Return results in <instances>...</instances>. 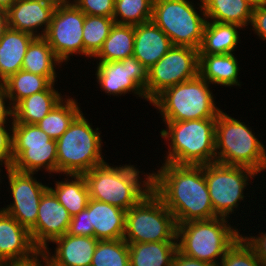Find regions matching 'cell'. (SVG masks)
Listing matches in <instances>:
<instances>
[{
	"mask_svg": "<svg viewBox=\"0 0 266 266\" xmlns=\"http://www.w3.org/2000/svg\"><path fill=\"white\" fill-rule=\"evenodd\" d=\"M91 266H130L128 243L123 238L98 240Z\"/></svg>",
	"mask_w": 266,
	"mask_h": 266,
	"instance_id": "836d02e7",
	"label": "cell"
},
{
	"mask_svg": "<svg viewBox=\"0 0 266 266\" xmlns=\"http://www.w3.org/2000/svg\"><path fill=\"white\" fill-rule=\"evenodd\" d=\"M134 165L111 166L107 162L84 173L91 199L129 210L152 190L151 173L140 179Z\"/></svg>",
	"mask_w": 266,
	"mask_h": 266,
	"instance_id": "7a4b0ae2",
	"label": "cell"
},
{
	"mask_svg": "<svg viewBox=\"0 0 266 266\" xmlns=\"http://www.w3.org/2000/svg\"><path fill=\"white\" fill-rule=\"evenodd\" d=\"M88 221L89 237L98 240L122 239L125 233L126 210L90 198Z\"/></svg>",
	"mask_w": 266,
	"mask_h": 266,
	"instance_id": "ffe728a7",
	"label": "cell"
},
{
	"mask_svg": "<svg viewBox=\"0 0 266 266\" xmlns=\"http://www.w3.org/2000/svg\"><path fill=\"white\" fill-rule=\"evenodd\" d=\"M114 24L113 18L85 14L82 36L84 57L91 59L99 52Z\"/></svg>",
	"mask_w": 266,
	"mask_h": 266,
	"instance_id": "d6a6232c",
	"label": "cell"
},
{
	"mask_svg": "<svg viewBox=\"0 0 266 266\" xmlns=\"http://www.w3.org/2000/svg\"><path fill=\"white\" fill-rule=\"evenodd\" d=\"M36 37L27 32L8 28L0 39V82L22 69L30 43Z\"/></svg>",
	"mask_w": 266,
	"mask_h": 266,
	"instance_id": "603a6c76",
	"label": "cell"
},
{
	"mask_svg": "<svg viewBox=\"0 0 266 266\" xmlns=\"http://www.w3.org/2000/svg\"><path fill=\"white\" fill-rule=\"evenodd\" d=\"M241 237L252 248L261 264L266 266V233L259 232L256 237L241 234Z\"/></svg>",
	"mask_w": 266,
	"mask_h": 266,
	"instance_id": "60d3db41",
	"label": "cell"
},
{
	"mask_svg": "<svg viewBox=\"0 0 266 266\" xmlns=\"http://www.w3.org/2000/svg\"><path fill=\"white\" fill-rule=\"evenodd\" d=\"M216 120L163 121L167 126L160 134L169 143L164 162L177 165L215 162Z\"/></svg>",
	"mask_w": 266,
	"mask_h": 266,
	"instance_id": "3957f363",
	"label": "cell"
},
{
	"mask_svg": "<svg viewBox=\"0 0 266 266\" xmlns=\"http://www.w3.org/2000/svg\"><path fill=\"white\" fill-rule=\"evenodd\" d=\"M215 156V162L247 167L258 174L266 169V147L251 127L222 110L216 120Z\"/></svg>",
	"mask_w": 266,
	"mask_h": 266,
	"instance_id": "277c9868",
	"label": "cell"
},
{
	"mask_svg": "<svg viewBox=\"0 0 266 266\" xmlns=\"http://www.w3.org/2000/svg\"><path fill=\"white\" fill-rule=\"evenodd\" d=\"M85 13L73 2L55 7L51 23L43 36L63 63L72 55L84 56L83 25Z\"/></svg>",
	"mask_w": 266,
	"mask_h": 266,
	"instance_id": "4fadbf2b",
	"label": "cell"
},
{
	"mask_svg": "<svg viewBox=\"0 0 266 266\" xmlns=\"http://www.w3.org/2000/svg\"><path fill=\"white\" fill-rule=\"evenodd\" d=\"M52 243L57 245L54 254L48 247L42 251L50 266H91L98 239L66 233Z\"/></svg>",
	"mask_w": 266,
	"mask_h": 266,
	"instance_id": "d6986e66",
	"label": "cell"
},
{
	"mask_svg": "<svg viewBox=\"0 0 266 266\" xmlns=\"http://www.w3.org/2000/svg\"><path fill=\"white\" fill-rule=\"evenodd\" d=\"M7 101L9 102V104H6L8 103ZM9 118L12 119H10V121L14 120V107L11 104L10 97L7 94L5 85L3 83H0V125L7 124Z\"/></svg>",
	"mask_w": 266,
	"mask_h": 266,
	"instance_id": "b9f144b4",
	"label": "cell"
},
{
	"mask_svg": "<svg viewBox=\"0 0 266 266\" xmlns=\"http://www.w3.org/2000/svg\"><path fill=\"white\" fill-rule=\"evenodd\" d=\"M238 65L234 53L199 54V75L209 84L241 87Z\"/></svg>",
	"mask_w": 266,
	"mask_h": 266,
	"instance_id": "7402d4cb",
	"label": "cell"
},
{
	"mask_svg": "<svg viewBox=\"0 0 266 266\" xmlns=\"http://www.w3.org/2000/svg\"><path fill=\"white\" fill-rule=\"evenodd\" d=\"M199 75V50L188 46L172 48L149 69L146 96L151 103L165 89Z\"/></svg>",
	"mask_w": 266,
	"mask_h": 266,
	"instance_id": "7c38bea8",
	"label": "cell"
},
{
	"mask_svg": "<svg viewBox=\"0 0 266 266\" xmlns=\"http://www.w3.org/2000/svg\"><path fill=\"white\" fill-rule=\"evenodd\" d=\"M86 15L113 18L115 0H72Z\"/></svg>",
	"mask_w": 266,
	"mask_h": 266,
	"instance_id": "8d00e7d4",
	"label": "cell"
},
{
	"mask_svg": "<svg viewBox=\"0 0 266 266\" xmlns=\"http://www.w3.org/2000/svg\"><path fill=\"white\" fill-rule=\"evenodd\" d=\"M199 1L200 14L189 0H153L152 21L170 38L173 46L199 50L207 21L203 2Z\"/></svg>",
	"mask_w": 266,
	"mask_h": 266,
	"instance_id": "ba28073f",
	"label": "cell"
},
{
	"mask_svg": "<svg viewBox=\"0 0 266 266\" xmlns=\"http://www.w3.org/2000/svg\"><path fill=\"white\" fill-rule=\"evenodd\" d=\"M207 21L233 23L241 27L252 21L254 4L249 0H202Z\"/></svg>",
	"mask_w": 266,
	"mask_h": 266,
	"instance_id": "484cf974",
	"label": "cell"
},
{
	"mask_svg": "<svg viewBox=\"0 0 266 266\" xmlns=\"http://www.w3.org/2000/svg\"><path fill=\"white\" fill-rule=\"evenodd\" d=\"M210 84L200 75L171 86L151 104L159 110L163 121H186L217 118L221 111L215 105Z\"/></svg>",
	"mask_w": 266,
	"mask_h": 266,
	"instance_id": "8992f818",
	"label": "cell"
},
{
	"mask_svg": "<svg viewBox=\"0 0 266 266\" xmlns=\"http://www.w3.org/2000/svg\"><path fill=\"white\" fill-rule=\"evenodd\" d=\"M173 214L151 190L126 211L123 239L128 243L177 241Z\"/></svg>",
	"mask_w": 266,
	"mask_h": 266,
	"instance_id": "9c48e42d",
	"label": "cell"
},
{
	"mask_svg": "<svg viewBox=\"0 0 266 266\" xmlns=\"http://www.w3.org/2000/svg\"><path fill=\"white\" fill-rule=\"evenodd\" d=\"M153 0H115L116 24L138 25L152 20Z\"/></svg>",
	"mask_w": 266,
	"mask_h": 266,
	"instance_id": "e575fe53",
	"label": "cell"
},
{
	"mask_svg": "<svg viewBox=\"0 0 266 266\" xmlns=\"http://www.w3.org/2000/svg\"><path fill=\"white\" fill-rule=\"evenodd\" d=\"M7 11L0 9V39L3 37L5 31L8 29Z\"/></svg>",
	"mask_w": 266,
	"mask_h": 266,
	"instance_id": "f6af8a7d",
	"label": "cell"
},
{
	"mask_svg": "<svg viewBox=\"0 0 266 266\" xmlns=\"http://www.w3.org/2000/svg\"><path fill=\"white\" fill-rule=\"evenodd\" d=\"M97 65V83L107 95L117 97L132 91L134 95L149 101L146 96L149 69L134 56L120 61L99 62Z\"/></svg>",
	"mask_w": 266,
	"mask_h": 266,
	"instance_id": "5bb4252c",
	"label": "cell"
},
{
	"mask_svg": "<svg viewBox=\"0 0 266 266\" xmlns=\"http://www.w3.org/2000/svg\"><path fill=\"white\" fill-rule=\"evenodd\" d=\"M252 30L255 31L256 35L263 41L266 40V3L254 5L252 21Z\"/></svg>",
	"mask_w": 266,
	"mask_h": 266,
	"instance_id": "ab89813d",
	"label": "cell"
},
{
	"mask_svg": "<svg viewBox=\"0 0 266 266\" xmlns=\"http://www.w3.org/2000/svg\"><path fill=\"white\" fill-rule=\"evenodd\" d=\"M228 218L193 220L177 224L178 250L191 258L214 265L241 236L238 228L231 226Z\"/></svg>",
	"mask_w": 266,
	"mask_h": 266,
	"instance_id": "5b68a950",
	"label": "cell"
},
{
	"mask_svg": "<svg viewBox=\"0 0 266 266\" xmlns=\"http://www.w3.org/2000/svg\"><path fill=\"white\" fill-rule=\"evenodd\" d=\"M2 83L6 87L13 107L24 98L34 93L45 91L52 84L45 76L36 75L22 69L10 75Z\"/></svg>",
	"mask_w": 266,
	"mask_h": 266,
	"instance_id": "1f68e13d",
	"label": "cell"
},
{
	"mask_svg": "<svg viewBox=\"0 0 266 266\" xmlns=\"http://www.w3.org/2000/svg\"><path fill=\"white\" fill-rule=\"evenodd\" d=\"M66 175V178H64L65 180L55 181V187H48V189L73 217L87 207L90 195L83 174ZM68 177H71L72 180L68 179Z\"/></svg>",
	"mask_w": 266,
	"mask_h": 266,
	"instance_id": "83f0119b",
	"label": "cell"
},
{
	"mask_svg": "<svg viewBox=\"0 0 266 266\" xmlns=\"http://www.w3.org/2000/svg\"><path fill=\"white\" fill-rule=\"evenodd\" d=\"M12 125L11 167L20 172L36 173L42 168L57 174V142L36 124L16 123Z\"/></svg>",
	"mask_w": 266,
	"mask_h": 266,
	"instance_id": "30bf717a",
	"label": "cell"
},
{
	"mask_svg": "<svg viewBox=\"0 0 266 266\" xmlns=\"http://www.w3.org/2000/svg\"><path fill=\"white\" fill-rule=\"evenodd\" d=\"M6 125H0V165L1 167L4 164V168L7 169L11 167L13 163L12 156V138H13V130L12 126L10 130H7ZM11 131V132H10Z\"/></svg>",
	"mask_w": 266,
	"mask_h": 266,
	"instance_id": "74e56055",
	"label": "cell"
},
{
	"mask_svg": "<svg viewBox=\"0 0 266 266\" xmlns=\"http://www.w3.org/2000/svg\"><path fill=\"white\" fill-rule=\"evenodd\" d=\"M6 171L13 201L1 210L30 230L36 224L40 199L49 186L33 177L37 173L20 172L12 167H8Z\"/></svg>",
	"mask_w": 266,
	"mask_h": 266,
	"instance_id": "9a60e30c",
	"label": "cell"
},
{
	"mask_svg": "<svg viewBox=\"0 0 266 266\" xmlns=\"http://www.w3.org/2000/svg\"><path fill=\"white\" fill-rule=\"evenodd\" d=\"M75 100L70 97L63 98L36 125L52 139H59L73 120L82 112Z\"/></svg>",
	"mask_w": 266,
	"mask_h": 266,
	"instance_id": "4dcf8cb0",
	"label": "cell"
},
{
	"mask_svg": "<svg viewBox=\"0 0 266 266\" xmlns=\"http://www.w3.org/2000/svg\"><path fill=\"white\" fill-rule=\"evenodd\" d=\"M130 266H172L177 241L130 243Z\"/></svg>",
	"mask_w": 266,
	"mask_h": 266,
	"instance_id": "4316f807",
	"label": "cell"
},
{
	"mask_svg": "<svg viewBox=\"0 0 266 266\" xmlns=\"http://www.w3.org/2000/svg\"><path fill=\"white\" fill-rule=\"evenodd\" d=\"M172 266H217L210 262L197 260L182 254L179 250L174 255Z\"/></svg>",
	"mask_w": 266,
	"mask_h": 266,
	"instance_id": "7bdbcfd3",
	"label": "cell"
},
{
	"mask_svg": "<svg viewBox=\"0 0 266 266\" xmlns=\"http://www.w3.org/2000/svg\"><path fill=\"white\" fill-rule=\"evenodd\" d=\"M40 252L32 241L30 231L0 209V260L4 263L22 262Z\"/></svg>",
	"mask_w": 266,
	"mask_h": 266,
	"instance_id": "e0dca14e",
	"label": "cell"
},
{
	"mask_svg": "<svg viewBox=\"0 0 266 266\" xmlns=\"http://www.w3.org/2000/svg\"><path fill=\"white\" fill-rule=\"evenodd\" d=\"M54 10L53 5L42 0H16L7 10L8 27L35 37H43L51 23ZM41 28L43 30L40 33Z\"/></svg>",
	"mask_w": 266,
	"mask_h": 266,
	"instance_id": "ac0fdd59",
	"label": "cell"
},
{
	"mask_svg": "<svg viewBox=\"0 0 266 266\" xmlns=\"http://www.w3.org/2000/svg\"><path fill=\"white\" fill-rule=\"evenodd\" d=\"M54 84L52 83L45 91L21 100L14 107V121L25 124H36L41 121L63 99L61 93L55 90Z\"/></svg>",
	"mask_w": 266,
	"mask_h": 266,
	"instance_id": "d4e9b609",
	"label": "cell"
},
{
	"mask_svg": "<svg viewBox=\"0 0 266 266\" xmlns=\"http://www.w3.org/2000/svg\"><path fill=\"white\" fill-rule=\"evenodd\" d=\"M170 38L151 20L134 25L133 56L150 69L171 48Z\"/></svg>",
	"mask_w": 266,
	"mask_h": 266,
	"instance_id": "44dd1931",
	"label": "cell"
},
{
	"mask_svg": "<svg viewBox=\"0 0 266 266\" xmlns=\"http://www.w3.org/2000/svg\"><path fill=\"white\" fill-rule=\"evenodd\" d=\"M241 27L233 23L206 21L199 54H230L236 51Z\"/></svg>",
	"mask_w": 266,
	"mask_h": 266,
	"instance_id": "cb8c5ba5",
	"label": "cell"
},
{
	"mask_svg": "<svg viewBox=\"0 0 266 266\" xmlns=\"http://www.w3.org/2000/svg\"><path fill=\"white\" fill-rule=\"evenodd\" d=\"M152 191L173 214L176 224L218 217L213 210L204 165L163 162L151 173Z\"/></svg>",
	"mask_w": 266,
	"mask_h": 266,
	"instance_id": "6da1fadb",
	"label": "cell"
},
{
	"mask_svg": "<svg viewBox=\"0 0 266 266\" xmlns=\"http://www.w3.org/2000/svg\"><path fill=\"white\" fill-rule=\"evenodd\" d=\"M254 5L265 4L266 0H249Z\"/></svg>",
	"mask_w": 266,
	"mask_h": 266,
	"instance_id": "c3c4849f",
	"label": "cell"
},
{
	"mask_svg": "<svg viewBox=\"0 0 266 266\" xmlns=\"http://www.w3.org/2000/svg\"><path fill=\"white\" fill-rule=\"evenodd\" d=\"M42 1L49 3L54 7L64 6L72 2L71 0H42Z\"/></svg>",
	"mask_w": 266,
	"mask_h": 266,
	"instance_id": "bcb514c9",
	"label": "cell"
},
{
	"mask_svg": "<svg viewBox=\"0 0 266 266\" xmlns=\"http://www.w3.org/2000/svg\"><path fill=\"white\" fill-rule=\"evenodd\" d=\"M4 262L0 260V266H4Z\"/></svg>",
	"mask_w": 266,
	"mask_h": 266,
	"instance_id": "681fc988",
	"label": "cell"
},
{
	"mask_svg": "<svg viewBox=\"0 0 266 266\" xmlns=\"http://www.w3.org/2000/svg\"><path fill=\"white\" fill-rule=\"evenodd\" d=\"M88 122L81 112L56 140L59 175L84 174L106 162L102 156L101 131L93 129Z\"/></svg>",
	"mask_w": 266,
	"mask_h": 266,
	"instance_id": "52a82bcc",
	"label": "cell"
},
{
	"mask_svg": "<svg viewBox=\"0 0 266 266\" xmlns=\"http://www.w3.org/2000/svg\"><path fill=\"white\" fill-rule=\"evenodd\" d=\"M16 0H0V9L8 10Z\"/></svg>",
	"mask_w": 266,
	"mask_h": 266,
	"instance_id": "7dc6e473",
	"label": "cell"
},
{
	"mask_svg": "<svg viewBox=\"0 0 266 266\" xmlns=\"http://www.w3.org/2000/svg\"><path fill=\"white\" fill-rule=\"evenodd\" d=\"M42 261L44 263H41ZM4 266H47V260H46L45 255L42 252H40L34 258L30 260L22 261V262L5 263Z\"/></svg>",
	"mask_w": 266,
	"mask_h": 266,
	"instance_id": "ee69618b",
	"label": "cell"
},
{
	"mask_svg": "<svg viewBox=\"0 0 266 266\" xmlns=\"http://www.w3.org/2000/svg\"><path fill=\"white\" fill-rule=\"evenodd\" d=\"M67 234L89 237L88 205L71 218Z\"/></svg>",
	"mask_w": 266,
	"mask_h": 266,
	"instance_id": "f35d334b",
	"label": "cell"
},
{
	"mask_svg": "<svg viewBox=\"0 0 266 266\" xmlns=\"http://www.w3.org/2000/svg\"><path fill=\"white\" fill-rule=\"evenodd\" d=\"M62 62L53 53L43 37H36L29 45L23 59L22 70L45 76L51 83L57 78L56 65Z\"/></svg>",
	"mask_w": 266,
	"mask_h": 266,
	"instance_id": "f1b7e54d",
	"label": "cell"
},
{
	"mask_svg": "<svg viewBox=\"0 0 266 266\" xmlns=\"http://www.w3.org/2000/svg\"><path fill=\"white\" fill-rule=\"evenodd\" d=\"M218 266H263L252 248L240 236L225 252Z\"/></svg>",
	"mask_w": 266,
	"mask_h": 266,
	"instance_id": "d590c367",
	"label": "cell"
},
{
	"mask_svg": "<svg viewBox=\"0 0 266 266\" xmlns=\"http://www.w3.org/2000/svg\"><path fill=\"white\" fill-rule=\"evenodd\" d=\"M71 218L48 189L40 199L36 224L29 230L34 245L42 252L49 242L67 233Z\"/></svg>",
	"mask_w": 266,
	"mask_h": 266,
	"instance_id": "2e32d148",
	"label": "cell"
},
{
	"mask_svg": "<svg viewBox=\"0 0 266 266\" xmlns=\"http://www.w3.org/2000/svg\"><path fill=\"white\" fill-rule=\"evenodd\" d=\"M257 174L254 170L242 166L218 162L205 164L204 175L214 213L218 217L229 219V214H234L239 202L244 200L243 191L249 185L248 181Z\"/></svg>",
	"mask_w": 266,
	"mask_h": 266,
	"instance_id": "8fae6325",
	"label": "cell"
},
{
	"mask_svg": "<svg viewBox=\"0 0 266 266\" xmlns=\"http://www.w3.org/2000/svg\"><path fill=\"white\" fill-rule=\"evenodd\" d=\"M134 25L114 24L102 48L93 57L99 62L120 61L133 56Z\"/></svg>",
	"mask_w": 266,
	"mask_h": 266,
	"instance_id": "f546056e",
	"label": "cell"
}]
</instances>
